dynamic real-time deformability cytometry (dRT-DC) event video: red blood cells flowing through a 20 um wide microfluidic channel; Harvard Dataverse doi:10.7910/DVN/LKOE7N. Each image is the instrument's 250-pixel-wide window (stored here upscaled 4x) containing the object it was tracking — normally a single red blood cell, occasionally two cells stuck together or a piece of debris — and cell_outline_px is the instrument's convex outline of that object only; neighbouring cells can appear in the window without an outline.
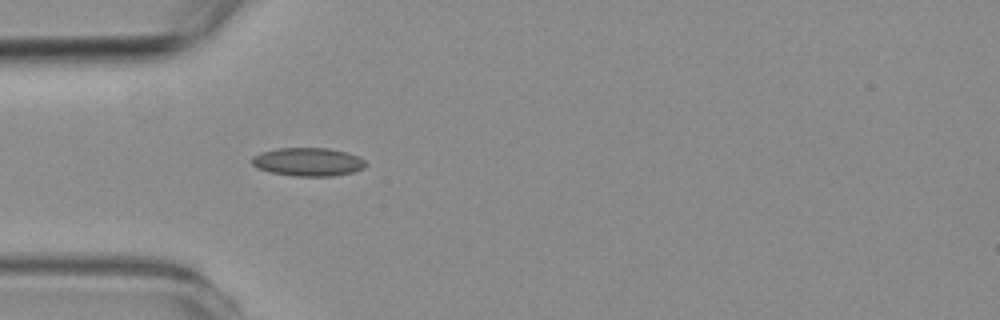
{"species": "common noctule bat (a hibernating species)", "species_latin": "Nyctalus noctula", "temperature_condition": "room temperature", "stored_images_in_passage": 19, "camera_frame_rate_fps": 3000, "um_per_image_px": 0.085, "animal": {"sex": "female", "body_mass_g": 19.3, "forearm_length_mm": 54.1}, "frame": {"image": 1, "passage_image": 6, "time_ms": 1.667, "image_size_px": [1000, 320], "cell_outline_px": [[368, 164], [364, 168], [352, 172], [332, 176], [296, 176], [272, 172], [256, 168], [252, 164], [252, 156], [276, 148], [328, 148], [344, 152], [356, 156], [364, 160]], "centroid_in_image_um": [26.18, 13.76], "position_along_channel_um": 58.8, "area_um2": 18.61}}
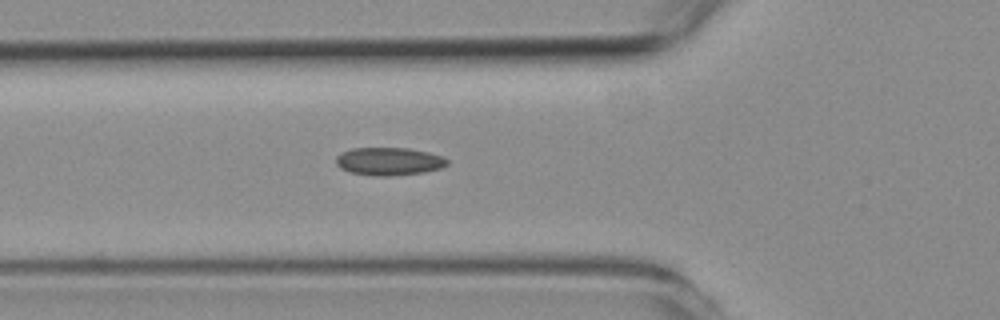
{"frame": {"image": 2, "passage_image": 9, "time_ms": 2.667, "image_size_px": [1000, 320], "cell_outline_px": [[448, 164], [444, 168], [424, 172], [392, 176], [372, 176], [348, 172], [340, 168], [336, 164], [336, 156], [340, 152], [352, 148], [408, 148], [428, 152], [444, 156], [448, 160]], "centroid_in_image_um": [33.06, 13.72], "position_along_channel_um": 92.7, "area_um2": 18.44}}